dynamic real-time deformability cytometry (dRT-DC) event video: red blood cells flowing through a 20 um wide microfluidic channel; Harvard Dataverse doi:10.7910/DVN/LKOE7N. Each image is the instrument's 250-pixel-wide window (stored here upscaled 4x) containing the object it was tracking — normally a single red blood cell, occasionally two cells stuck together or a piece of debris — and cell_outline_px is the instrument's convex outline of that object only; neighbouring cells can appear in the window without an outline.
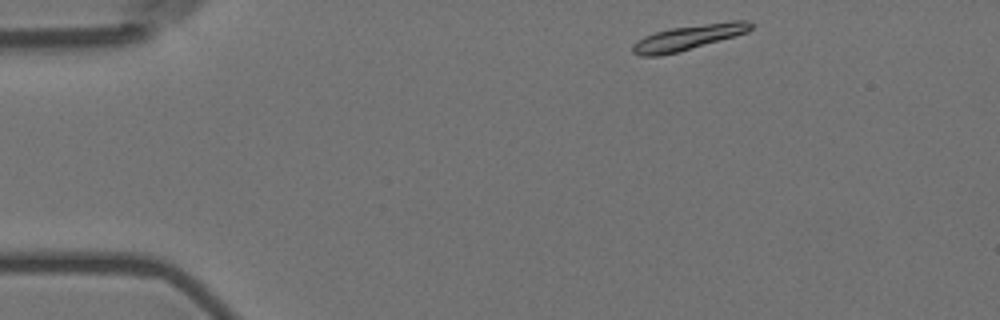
{"species": "Egyptian fruit bat (a non-hibernating species)", "species_latin": "Rousettus aegyptiacus", "temperature_condition": "room temperature", "stored_images_in_passage": 3, "camera_frame_rate_fps": 3000, "um_per_image_px": 0.085, "animal": {"sex": "female"}, "frame": {"image": 1, "passage_image": 1, "time_ms": 0.0, "image_size_px": [1000, 320], "cell_outline_px": [[752, 28], [748, 32], [676, 52], [660, 56], [640, 56], [632, 52], [632, 44], [636, 40], [644, 36], [656, 32], [672, 28], [732, 20], [748, 20], [752, 24]], "centroid_in_image_um": [58.48, 3.17], "position_along_channel_um": 26.5, "area_um2": 16.99}}